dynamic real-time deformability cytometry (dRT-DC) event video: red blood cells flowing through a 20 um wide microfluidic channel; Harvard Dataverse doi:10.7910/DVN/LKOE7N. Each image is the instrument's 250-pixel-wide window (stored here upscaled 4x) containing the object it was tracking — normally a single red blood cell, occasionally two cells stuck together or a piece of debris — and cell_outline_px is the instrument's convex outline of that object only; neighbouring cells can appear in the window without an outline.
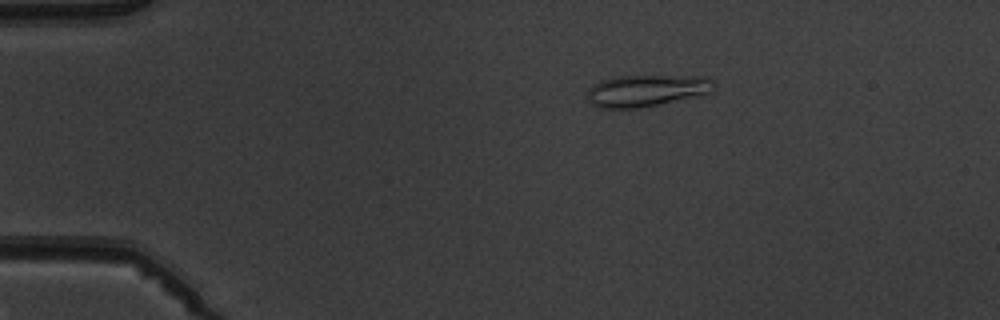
{"species": "common noctule bat (a hibernating species)", "species_latin": "Nyctalus noctula", "temperature_condition": "warm", "stored_images_in_passage": 6, "camera_frame_rate_fps": 3000, "um_per_image_px": 0.085, "animal": {"sex": "male", "body_mass_g": 19.5, "forearm_length_mm": 54.6}, "frame": {"image": 1, "passage_image": 3, "time_ms": 3.0, "image_size_px": [1000, 320], "cell_outline_px": [[716, 84], [712, 92], [656, 104], [636, 108], [596, 108], [588, 100], [588, 88], [592, 84], [600, 80], [620, 76], [708, 76]], "centroid_in_image_um": [54.92, 7.68], "position_along_channel_um": 30.1, "area_um2": 23.29}}
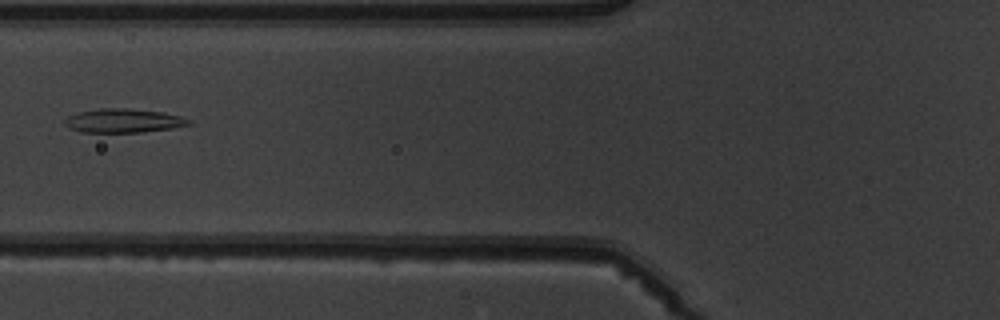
{"frame": {"image": 2, "passage_image": 6, "time_ms": 6.667, "image_size_px": [1000, 320], "cell_outline_px": [[192, 124], [172, 128], [144, 132], [80, 132], [68, 128], [64, 124], [64, 120], [68, 116], [76, 112], [100, 108], [128, 108], [164, 112], [180, 116], [192, 120]], "centroid_in_image_um": [10.48, 10.25], "position_along_channel_um": 115.3, "area_um2": 17.51}}